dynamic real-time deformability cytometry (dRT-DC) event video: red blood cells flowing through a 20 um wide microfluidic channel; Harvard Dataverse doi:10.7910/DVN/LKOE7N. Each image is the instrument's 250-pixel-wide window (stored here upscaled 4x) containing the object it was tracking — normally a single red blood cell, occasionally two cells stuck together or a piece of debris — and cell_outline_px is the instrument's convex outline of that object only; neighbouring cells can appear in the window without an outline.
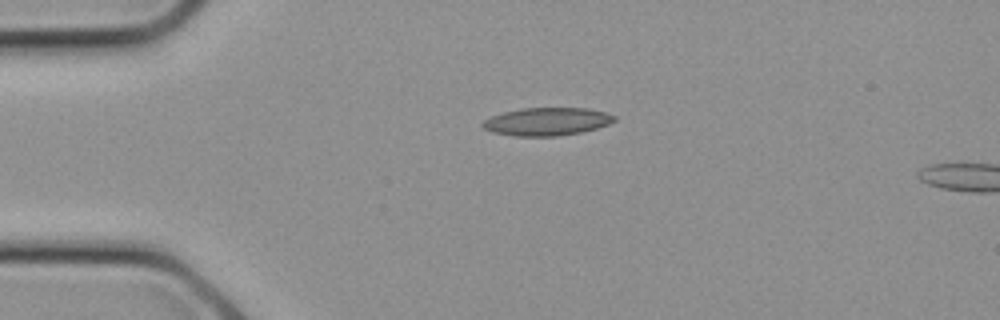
{"species": "common noctule bat (a hibernating species)", "species_latin": "Nyctalus noctula", "temperature_condition": "cold", "stored_images_in_passage": 8, "camera_frame_rate_fps": 3000, "um_per_image_px": 0.085, "animal": {"sex": "female", "body_mass_g": 21.9}, "frame": {"image": 1, "passage_image": 6, "time_ms": 1.667, "image_size_px": [1000, 320], "cell_outline_px": [[616, 120], [608, 124], [596, 128], [580, 132], [556, 136], [512, 136], [492, 132], [484, 128], [480, 124], [484, 120], [492, 116], [504, 112], [520, 108], [588, 108], [604, 112], [616, 116]], "centroid_in_image_um": [46.47, 10.33], "position_along_channel_um": 38.5, "area_um2": 21.39}}